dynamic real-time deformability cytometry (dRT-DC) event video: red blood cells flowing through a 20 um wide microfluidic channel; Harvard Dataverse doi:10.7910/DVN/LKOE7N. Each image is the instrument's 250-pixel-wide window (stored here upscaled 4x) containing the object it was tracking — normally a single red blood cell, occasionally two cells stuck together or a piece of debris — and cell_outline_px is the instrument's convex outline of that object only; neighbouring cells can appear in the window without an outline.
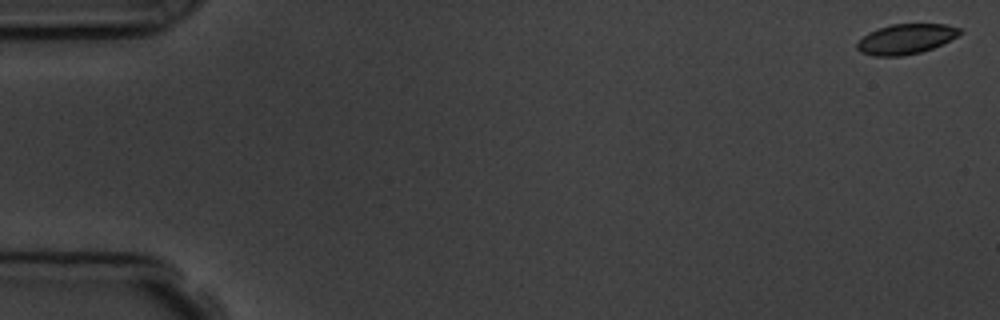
{"species": "common noctule bat (a hibernating species)", "species_latin": "Nyctalus noctula", "temperature_condition": "room temperature", "stored_images_in_passage": 4, "camera_frame_rate_fps": 3000, "um_per_image_px": 0.085, "animal": {"sex": "male", "body_mass_g": 19.5, "forearm_length_mm": 54.6}, "frame": {"image": 1, "passage_image": 1, "time_ms": 0.0, "image_size_px": [1000, 320], "cell_outline_px": [[964, 32], [932, 48], [920, 52], [900, 56], [872, 56], [860, 52], [856, 48], [856, 44], [868, 32], [892, 24], [944, 24], [964, 28]], "centroid_in_image_um": [77.0, 3.31], "position_along_channel_um": 8.0, "area_um2": 17.92}}
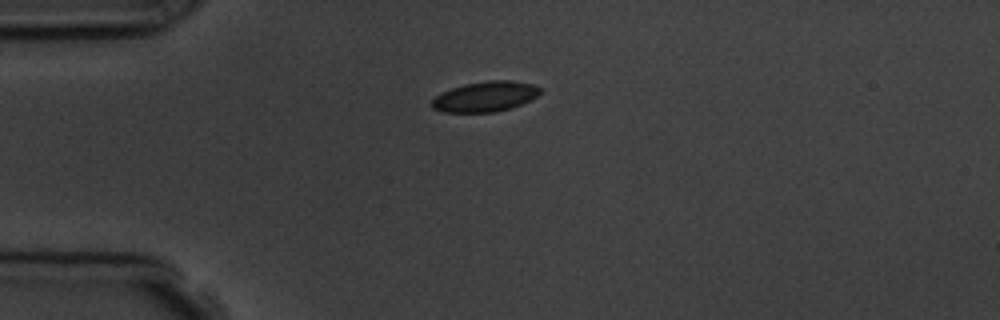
{"frame": {"image": 2, "passage_image": 4, "time_ms": 4.333, "image_size_px": [1000, 320], "cell_outline_px": [[544, 92], [512, 108], [496, 112], [444, 112], [432, 108], [432, 100], [440, 92], [464, 84], [488, 80], [512, 80], [532, 84], [540, 88]], "centroid_in_image_um": [41.25, 8.2], "position_along_channel_um": 43.8, "area_um2": 19.13}}